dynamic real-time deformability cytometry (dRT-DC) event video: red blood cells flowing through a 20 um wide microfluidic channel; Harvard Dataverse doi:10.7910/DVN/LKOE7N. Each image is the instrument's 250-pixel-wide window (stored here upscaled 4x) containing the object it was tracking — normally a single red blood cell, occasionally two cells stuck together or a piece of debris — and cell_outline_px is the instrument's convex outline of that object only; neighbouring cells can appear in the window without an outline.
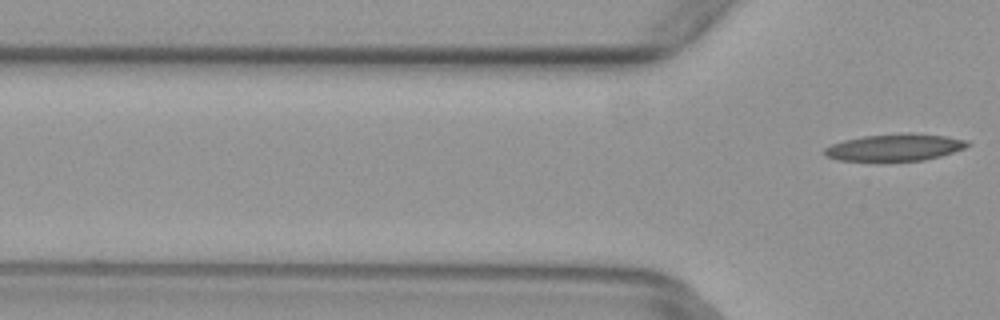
{"species": "common noctule bat (a hibernating species)", "species_latin": "Nyctalus noctula", "temperature_condition": "warm", "stored_images_in_passage": 6, "camera_frame_rate_fps": 3000, "um_per_image_px": 0.085, "animal": {"sex": "female", "body_mass_g": 29.2, "forearm_length_mm": 56.3}, "frame": {"image": 1, "passage_image": 6, "time_ms": 1.667, "image_size_px": [1000, 320], "cell_outline_px": [[968, 144], [964, 148], [940, 156], [924, 160], [836, 160], [824, 156], [824, 148], [832, 144], [844, 140], [864, 136], [908, 132], [912, 132], [944, 136], [968, 140]], "centroid_in_image_um": [76.03, 12.51], "position_along_channel_um": 49.8, "area_um2": 22.25}}